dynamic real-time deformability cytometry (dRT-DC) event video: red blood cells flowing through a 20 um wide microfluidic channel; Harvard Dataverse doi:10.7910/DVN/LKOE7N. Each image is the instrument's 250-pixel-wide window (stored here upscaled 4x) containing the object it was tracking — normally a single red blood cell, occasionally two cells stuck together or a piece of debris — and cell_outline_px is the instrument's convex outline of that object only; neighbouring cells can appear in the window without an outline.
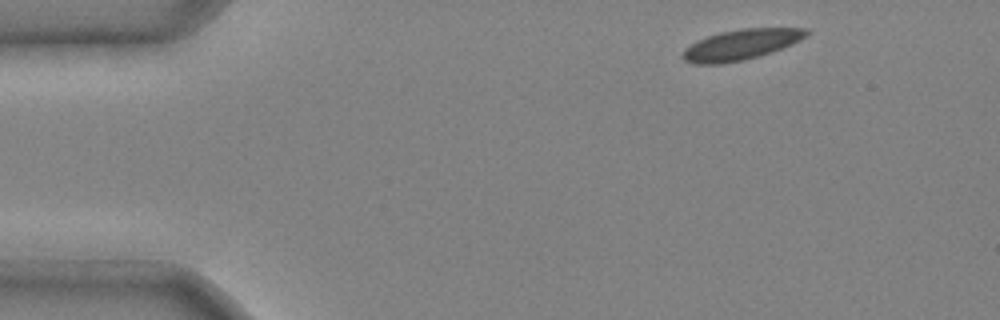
{"species": "common noctule bat (a hibernating species)", "species_latin": "Nyctalus noctula", "temperature_condition": "cold", "stored_images_in_passage": 3, "camera_frame_rate_fps": 3000, "um_per_image_px": 0.085, "animal": {"sex": "male", "body_mass_g": 20.4}, "frame": {"image": 1, "passage_image": 1, "time_ms": 0.0, "image_size_px": [1000, 320], "cell_outline_px": [[812, 32], [800, 40], [792, 44], [756, 56], [740, 60], [720, 64], [696, 64], [684, 60], [684, 48], [696, 40], [720, 32], [740, 28], [808, 28]], "centroid_in_image_um": [62.99, 3.77], "position_along_channel_um": 22.0, "area_um2": 21.68}}